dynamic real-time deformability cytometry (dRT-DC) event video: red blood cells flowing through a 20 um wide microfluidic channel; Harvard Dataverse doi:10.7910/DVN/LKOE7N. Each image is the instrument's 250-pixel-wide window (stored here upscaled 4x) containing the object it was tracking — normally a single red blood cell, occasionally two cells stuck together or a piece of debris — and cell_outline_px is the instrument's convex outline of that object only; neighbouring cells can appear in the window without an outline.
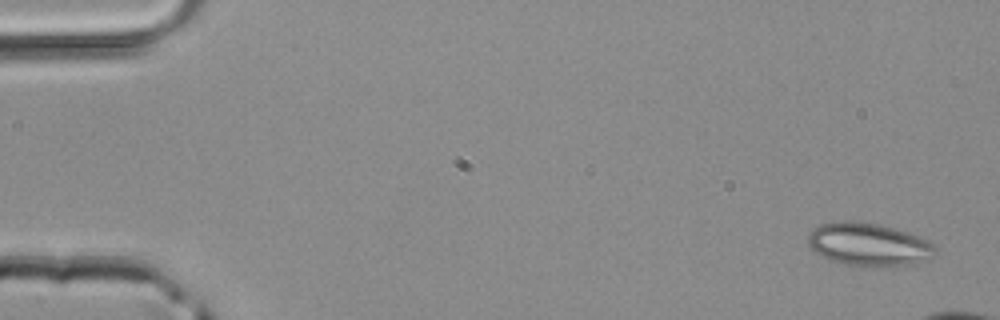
{"species": "common noctule bat (a hibernating species)", "species_latin": "Nyctalus noctula", "temperature_condition": "room temperature", "stored_images_in_passage": 4, "camera_frame_rate_fps": 3000, "um_per_image_px": 0.085, "animal": {"sex": "male", "body_mass_g": 20.4}, "frame": {"image": 1, "passage_image": 1, "time_ms": 0.0, "image_size_px": [1000, 320], "cell_outline_px": [[936, 252], [932, 256], [904, 264], [884, 268], [876, 268], [852, 264], [832, 260], [820, 256], [808, 244], [808, 232], [812, 228], [820, 224], [840, 220], [848, 220], [876, 224], [908, 232], [928, 240], [936, 248]], "centroid_in_image_um": [73.77, 20.76], "position_along_channel_um": 11.2, "area_um2": 31.56}}